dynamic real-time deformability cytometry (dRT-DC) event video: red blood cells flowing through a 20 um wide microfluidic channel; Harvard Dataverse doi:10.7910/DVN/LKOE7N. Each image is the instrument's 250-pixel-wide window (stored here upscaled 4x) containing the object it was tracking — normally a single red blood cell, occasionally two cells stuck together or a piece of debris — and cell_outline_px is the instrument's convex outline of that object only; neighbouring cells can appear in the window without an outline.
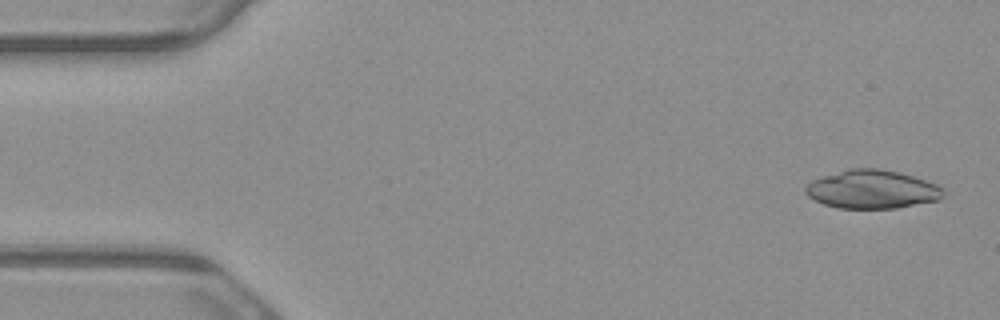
{"species": "common noctule bat (a hibernating species)", "species_latin": "Nyctalus noctula", "temperature_condition": "warm", "stored_images_in_passage": 5, "camera_frame_rate_fps": 3000, "um_per_image_px": 0.085, "animal": {"sex": "male", "body_mass_g": 23.1, "forearm_length_mm": 52.7}, "frame": {"image": 1, "passage_image": 1, "time_ms": 0.0, "image_size_px": [1000, 320], "cell_outline_px": [[944, 196], [940, 200], [896, 208], [840, 208], [824, 204], [808, 196], [804, 192], [804, 188], [812, 180], [848, 168], [880, 168], [912, 176], [936, 184], [944, 188]], "centroid_in_image_um": [74.14, 16.09], "position_along_channel_um": 10.9, "area_um2": 30.81}}